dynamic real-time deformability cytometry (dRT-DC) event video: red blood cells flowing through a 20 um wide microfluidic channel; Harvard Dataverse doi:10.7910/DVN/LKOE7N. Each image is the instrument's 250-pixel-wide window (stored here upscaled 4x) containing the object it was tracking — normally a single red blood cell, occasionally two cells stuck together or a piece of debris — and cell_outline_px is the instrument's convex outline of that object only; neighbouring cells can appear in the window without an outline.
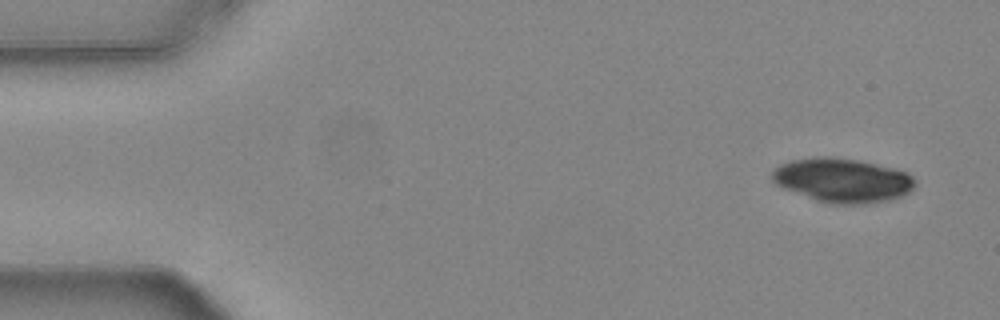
{"species": "common noctule bat (a hibernating species)", "species_latin": "Nyctalus noctula", "temperature_condition": "warm", "stored_images_in_passage": 51, "camera_frame_rate_fps": 3000, "um_per_image_px": 0.085, "animal": {"sex": "female", "body_mass_g": 24.6, "forearm_length_mm": 56.2}, "frame": {"image": 1, "passage_image": 1, "time_ms": 0.0, "image_size_px": [1000, 320], "cell_outline_px": [[916, 184], [908, 192], [900, 196], [888, 200], [872, 204], [832, 204], [816, 200], [784, 188], [776, 184], [772, 180], [772, 168], [788, 160], [812, 156], [832, 156], [856, 160], [876, 164], [908, 172], [916, 180]], "centroid_in_image_um": [71.58, 15.31], "position_along_channel_um": 13.4, "area_um2": 37.05}}